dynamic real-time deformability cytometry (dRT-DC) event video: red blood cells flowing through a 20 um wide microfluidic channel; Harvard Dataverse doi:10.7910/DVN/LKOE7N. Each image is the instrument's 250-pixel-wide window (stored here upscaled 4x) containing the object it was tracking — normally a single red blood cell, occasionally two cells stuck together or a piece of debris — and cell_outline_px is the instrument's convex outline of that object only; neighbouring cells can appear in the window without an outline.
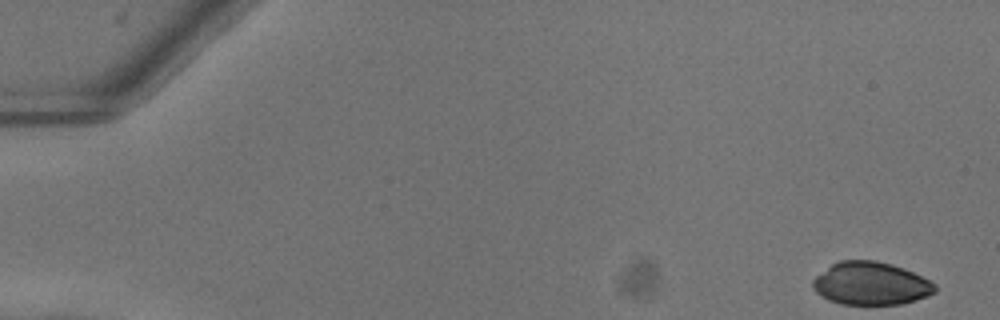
{"species": "common noctule bat (a hibernating species)", "species_latin": "Nyctalus noctula", "temperature_condition": "warm", "stored_images_in_passage": 15, "camera_frame_rate_fps": 3000, "um_per_image_px": 0.085, "animal": {"sex": "female"}, "frame": {"image": 1, "passage_image": 1, "time_ms": 0.0, "image_size_px": [1000, 320], "cell_outline_px": [[936, 292], [928, 296], [916, 300], [900, 304], [840, 304], [828, 300], [816, 292], [812, 288], [812, 280], [816, 276], [832, 264], [840, 260], [876, 260], [892, 264], [904, 268], [936, 284]], "centroid_in_image_um": [74.01, 24.1], "position_along_channel_um": 11.0, "area_um2": 30.58}}